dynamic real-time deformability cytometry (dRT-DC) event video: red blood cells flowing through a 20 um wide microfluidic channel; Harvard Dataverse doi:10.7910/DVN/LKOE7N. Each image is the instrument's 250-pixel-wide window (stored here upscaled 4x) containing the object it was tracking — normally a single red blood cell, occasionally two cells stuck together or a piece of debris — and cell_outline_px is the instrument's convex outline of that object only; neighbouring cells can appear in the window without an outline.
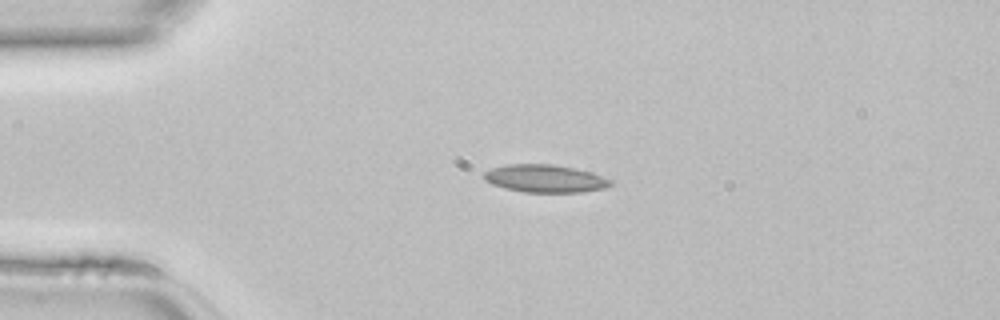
{"species": "common noctule bat (a hibernating species)", "species_latin": "Nyctalus noctula", "temperature_condition": "room temperature", "stored_images_in_passage": 36, "camera_frame_rate_fps": 3000, "um_per_image_px": 0.085, "animal": {"sex": "female", "body_mass_g": 22.7, "forearm_length_mm": 54.2}, "frame": {"image": 1, "passage_image": 1, "time_ms": 0.0, "image_size_px": [1000, 320], "cell_outline_px": [[612, 184], [604, 188], [584, 192], [524, 192], [504, 188], [492, 184], [484, 180], [484, 172], [492, 168], [508, 164], [556, 164], [588, 172], [612, 180]], "centroid_in_image_um": [46.29, 15.18], "position_along_channel_um": 38.7, "area_um2": 20.29}}
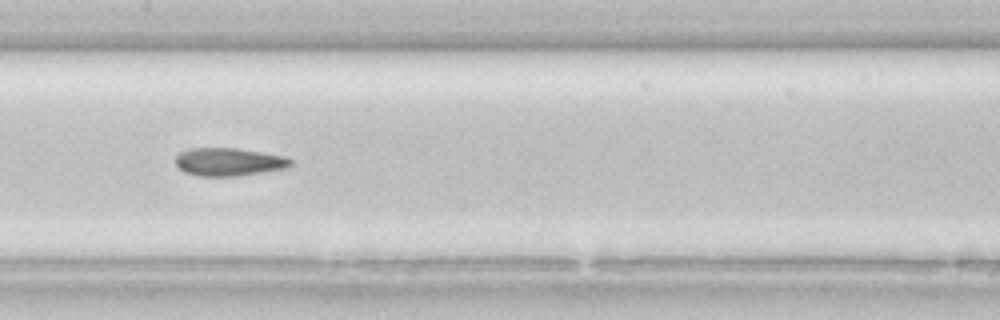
{"frame": {"image": 2, "passage_image": 13, "time_ms": 4.0, "image_size_px": [1000, 320], "cell_outline_px": [[292, 164], [288, 168], [240, 176], [196, 176], [184, 172], [176, 164], [176, 156], [180, 152], [192, 148], [236, 148], [284, 156], [292, 160]], "centroid_in_image_um": [19.46, 13.77], "position_along_channel_um": 187.9, "area_um2": 18.84}}
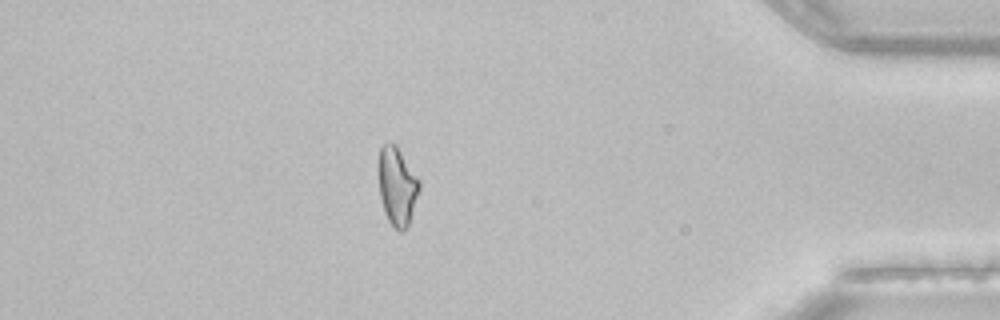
{"frame": {"image": 3, "passage_image": 30, "time_ms": 9.667, "image_size_px": [1000, 320], "cell_outline_px": [[420, 188], [408, 224], [404, 232], [400, 232], [388, 220], [384, 212], [380, 196], [376, 168], [376, 160], [380, 148], [384, 144], [396, 144], [420, 180]], "centroid_in_image_um": [33.71, 15.78], "position_along_channel_um": 401.5, "area_um2": 18.9}}